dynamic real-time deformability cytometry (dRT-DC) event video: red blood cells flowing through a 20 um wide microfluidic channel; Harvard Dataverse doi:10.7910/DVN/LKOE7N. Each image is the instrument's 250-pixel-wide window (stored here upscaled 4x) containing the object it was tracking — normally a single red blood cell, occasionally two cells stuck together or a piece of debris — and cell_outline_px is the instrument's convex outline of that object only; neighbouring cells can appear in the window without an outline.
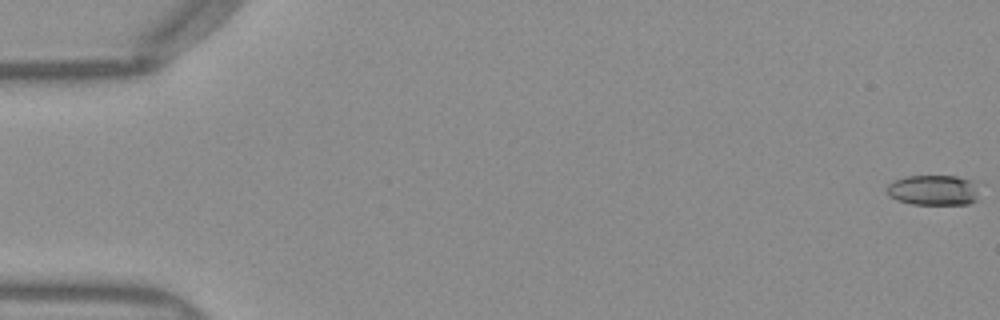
{"species": "Egyptian fruit bat (a non-hibernating species)", "species_latin": "Rousettus aegyptiacus", "temperature_condition": "warm", "stored_images_in_passage": 52, "camera_frame_rate_fps": 3000, "um_per_image_px": 0.085, "frame": {"image": 1, "passage_image": 1, "time_ms": 0.0, "image_size_px": [1000, 320], "cell_outline_px": [[980, 188], [976, 200], [968, 204], [912, 204], [896, 200], [888, 196], [884, 188], [892, 180], [908, 176], [956, 176], [972, 180], [980, 184]], "centroid_in_image_um": [79.34, 16.15], "position_along_channel_um": 5.7, "area_um2": 16.82}}
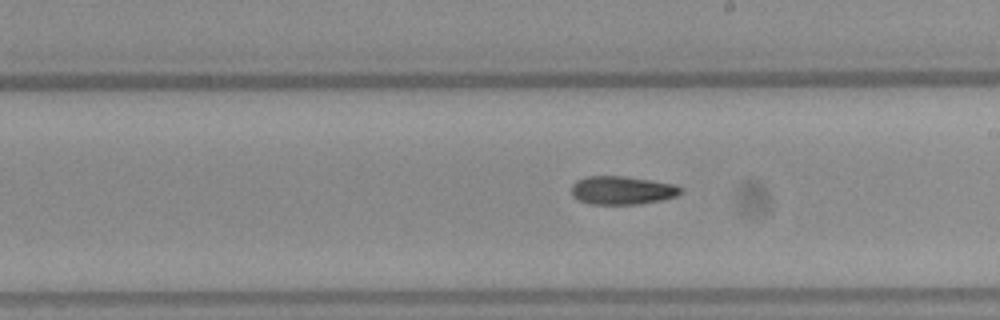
{"frame": {"image": 2, "passage_image": 30, "time_ms": 9.667, "image_size_px": [1000, 320], "cell_outline_px": [[684, 192], [676, 196], [664, 200], [640, 204], [588, 204], [572, 196], [572, 184], [576, 180], [588, 176], [624, 176], [676, 184], [684, 188]], "centroid_in_image_um": [52.93, 16.18], "position_along_channel_um": 236.1, "area_um2": 18.32}}
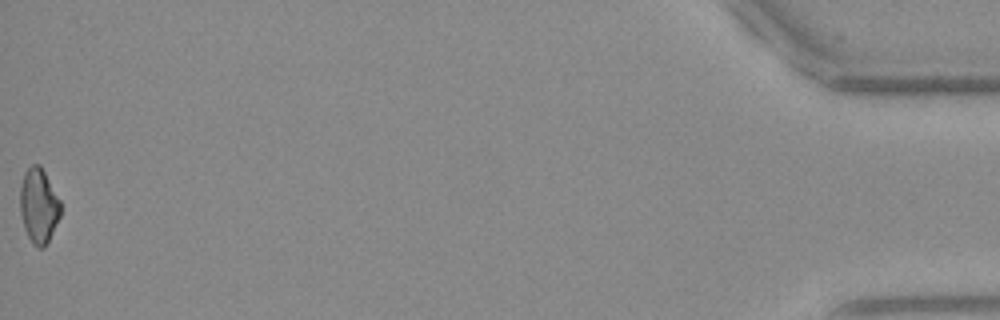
{"frame": {"image": 3, "passage_image": 52, "time_ms": 17.0, "image_size_px": [1000, 320], "cell_outline_px": [[60, 216], [44, 248], [36, 248], [32, 244], [24, 228], [20, 212], [20, 184], [24, 172], [32, 164], [40, 164], [60, 200]], "centroid_in_image_um": [3.27, 17.48], "position_along_channel_um": 431.9, "area_um2": 17.63}, "authors_computed_cell_mechanics": {"area_um2": 17.8313, "velocity_mm_per_s": 4.0161, "shape_relaxation_time_tau1_ms": null, "shape_relaxation_time_tau2_ms": 8.1026, "deformation_change_tau1": null, "deformation_change_tau2": 0.185}}